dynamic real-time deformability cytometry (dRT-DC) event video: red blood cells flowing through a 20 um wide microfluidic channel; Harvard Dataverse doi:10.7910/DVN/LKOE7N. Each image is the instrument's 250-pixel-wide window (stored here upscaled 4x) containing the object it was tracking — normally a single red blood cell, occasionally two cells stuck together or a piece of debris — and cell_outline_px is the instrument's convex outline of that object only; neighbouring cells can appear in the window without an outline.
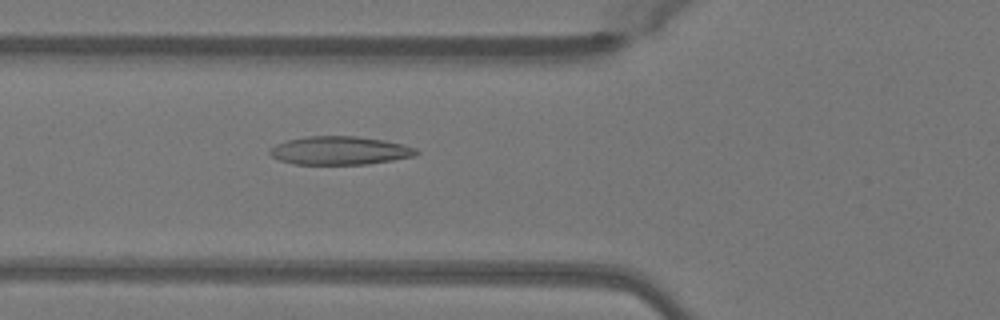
{"species": "Egyptian fruit bat (a non-hibernating species)", "species_latin": "Rousettus aegyptiacus", "temperature_condition": "warm", "stored_images_in_passage": 16, "camera_frame_rate_fps": 3000, "um_per_image_px": 0.085, "animal": {"sex": "female"}, "frame": {"image": 1, "passage_image": 7, "time_ms": 2.0, "image_size_px": [1000, 320], "cell_outline_px": [[420, 152], [416, 156], [368, 164], [292, 164], [280, 160], [272, 156], [268, 152], [268, 148], [276, 144], [288, 140], [308, 136], [356, 136], [384, 140], [416, 148]], "centroid_in_image_um": [28.87, 12.8], "position_along_channel_um": 96.9, "area_um2": 24.22}}
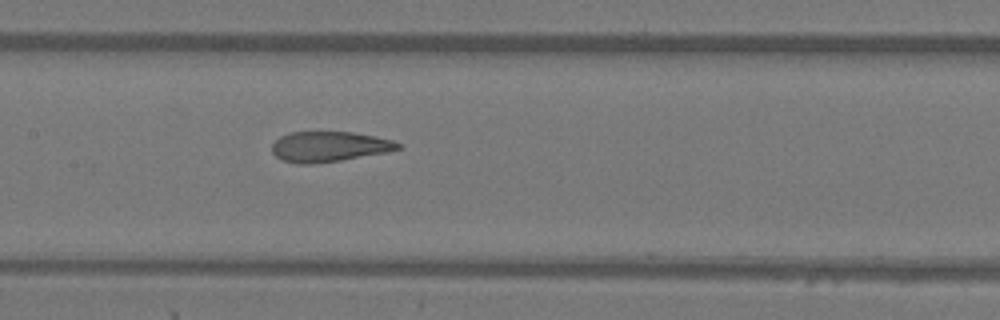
{"frame": {"image": 2, "passage_image": 13, "time_ms": 4.0, "image_size_px": [1000, 320], "cell_outline_px": [[400, 148], [384, 152], [340, 160], [312, 164], [296, 164], [280, 160], [272, 152], [272, 144], [280, 136], [288, 132], [352, 132], [376, 136], [392, 140], [400, 144]], "centroid_in_image_um": [27.91, 12.46], "position_along_channel_um": 179.5, "area_um2": 22.14}}
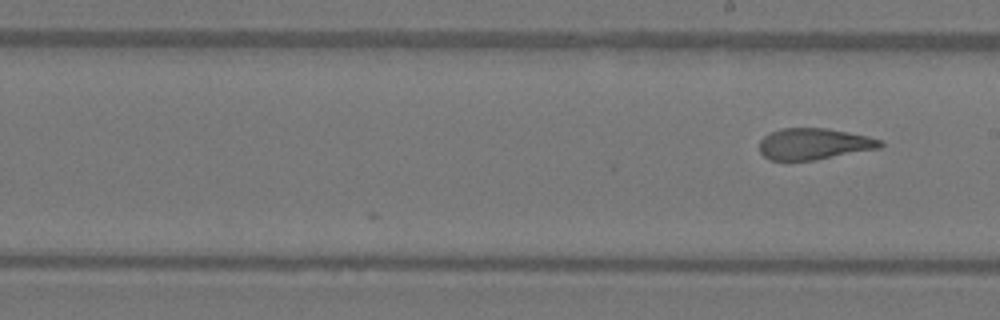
{"frame": {"image": 3, "passage_image": 16, "time_ms": 5.0, "image_size_px": [1000, 320], "cell_outline_px": [[884, 144], [880, 148], [816, 160], [772, 160], [764, 156], [760, 152], [760, 140], [764, 136], [780, 128], [828, 128], [868, 136], [884, 140]], "centroid_in_image_um": [69.22, 12.23], "position_along_channel_um": 219.8, "area_um2": 22.14}}